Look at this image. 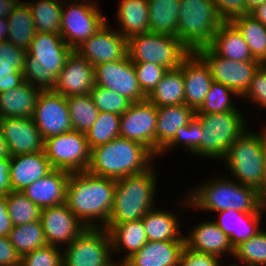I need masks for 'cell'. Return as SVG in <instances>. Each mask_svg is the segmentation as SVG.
I'll return each instance as SVG.
<instances>
[{"instance_id":"ac0fdd59","label":"cell","mask_w":266,"mask_h":266,"mask_svg":"<svg viewBox=\"0 0 266 266\" xmlns=\"http://www.w3.org/2000/svg\"><path fill=\"white\" fill-rule=\"evenodd\" d=\"M40 221L47 244L60 248L72 243L86 229L66 203L41 209Z\"/></svg>"},{"instance_id":"b9f144b4","label":"cell","mask_w":266,"mask_h":266,"mask_svg":"<svg viewBox=\"0 0 266 266\" xmlns=\"http://www.w3.org/2000/svg\"><path fill=\"white\" fill-rule=\"evenodd\" d=\"M202 134L201 123L194 118L187 126H181L177 129L173 140L159 153L158 158H163L170 151L179 147L190 156L200 158V135ZM170 150V151H169Z\"/></svg>"},{"instance_id":"9a60e30c","label":"cell","mask_w":266,"mask_h":266,"mask_svg":"<svg viewBox=\"0 0 266 266\" xmlns=\"http://www.w3.org/2000/svg\"><path fill=\"white\" fill-rule=\"evenodd\" d=\"M32 119L44 140L73 130L66 97L54 90H41Z\"/></svg>"},{"instance_id":"bcb514c9","label":"cell","mask_w":266,"mask_h":266,"mask_svg":"<svg viewBox=\"0 0 266 266\" xmlns=\"http://www.w3.org/2000/svg\"><path fill=\"white\" fill-rule=\"evenodd\" d=\"M90 97L99 112L123 114L131 105V101L126 97L112 91L95 85L91 90Z\"/></svg>"},{"instance_id":"6f0895ef","label":"cell","mask_w":266,"mask_h":266,"mask_svg":"<svg viewBox=\"0 0 266 266\" xmlns=\"http://www.w3.org/2000/svg\"><path fill=\"white\" fill-rule=\"evenodd\" d=\"M256 20H259L266 27V2L250 12Z\"/></svg>"},{"instance_id":"d6986e66","label":"cell","mask_w":266,"mask_h":266,"mask_svg":"<svg viewBox=\"0 0 266 266\" xmlns=\"http://www.w3.org/2000/svg\"><path fill=\"white\" fill-rule=\"evenodd\" d=\"M94 86V66L73 50L67 57L53 90L65 97L90 95Z\"/></svg>"},{"instance_id":"91938a15","label":"cell","mask_w":266,"mask_h":266,"mask_svg":"<svg viewBox=\"0 0 266 266\" xmlns=\"http://www.w3.org/2000/svg\"><path fill=\"white\" fill-rule=\"evenodd\" d=\"M8 33H9V24L7 18L0 17V42L7 41Z\"/></svg>"},{"instance_id":"e575fe53","label":"cell","mask_w":266,"mask_h":266,"mask_svg":"<svg viewBox=\"0 0 266 266\" xmlns=\"http://www.w3.org/2000/svg\"><path fill=\"white\" fill-rule=\"evenodd\" d=\"M147 99L157 108L185 103L182 68L167 70Z\"/></svg>"},{"instance_id":"836d02e7","label":"cell","mask_w":266,"mask_h":266,"mask_svg":"<svg viewBox=\"0 0 266 266\" xmlns=\"http://www.w3.org/2000/svg\"><path fill=\"white\" fill-rule=\"evenodd\" d=\"M150 33L177 37L180 0H147Z\"/></svg>"},{"instance_id":"f6af8a7d","label":"cell","mask_w":266,"mask_h":266,"mask_svg":"<svg viewBox=\"0 0 266 266\" xmlns=\"http://www.w3.org/2000/svg\"><path fill=\"white\" fill-rule=\"evenodd\" d=\"M261 228L254 236L234 248V259L245 263L266 264V229Z\"/></svg>"},{"instance_id":"8d00e7d4","label":"cell","mask_w":266,"mask_h":266,"mask_svg":"<svg viewBox=\"0 0 266 266\" xmlns=\"http://www.w3.org/2000/svg\"><path fill=\"white\" fill-rule=\"evenodd\" d=\"M26 1L32 14L36 32L60 35L63 0Z\"/></svg>"},{"instance_id":"6da1fadb","label":"cell","mask_w":266,"mask_h":266,"mask_svg":"<svg viewBox=\"0 0 266 266\" xmlns=\"http://www.w3.org/2000/svg\"><path fill=\"white\" fill-rule=\"evenodd\" d=\"M213 175L208 180L199 182V185L197 184L179 198L178 206L180 204L182 208L188 207L197 211H207V213L228 209L243 213H266V207L262 205L257 189L240 184L227 177V174Z\"/></svg>"},{"instance_id":"484cf974","label":"cell","mask_w":266,"mask_h":266,"mask_svg":"<svg viewBox=\"0 0 266 266\" xmlns=\"http://www.w3.org/2000/svg\"><path fill=\"white\" fill-rule=\"evenodd\" d=\"M104 228L108 230L111 238L113 258L116 257V261L119 259L120 264L148 241L142 219L119 224H106Z\"/></svg>"},{"instance_id":"d4e9b609","label":"cell","mask_w":266,"mask_h":266,"mask_svg":"<svg viewBox=\"0 0 266 266\" xmlns=\"http://www.w3.org/2000/svg\"><path fill=\"white\" fill-rule=\"evenodd\" d=\"M185 241H147L121 266H179Z\"/></svg>"},{"instance_id":"f546056e","label":"cell","mask_w":266,"mask_h":266,"mask_svg":"<svg viewBox=\"0 0 266 266\" xmlns=\"http://www.w3.org/2000/svg\"><path fill=\"white\" fill-rule=\"evenodd\" d=\"M40 88L24 81L0 93V118H32Z\"/></svg>"},{"instance_id":"83f0119b","label":"cell","mask_w":266,"mask_h":266,"mask_svg":"<svg viewBox=\"0 0 266 266\" xmlns=\"http://www.w3.org/2000/svg\"><path fill=\"white\" fill-rule=\"evenodd\" d=\"M196 111L185 103L157 108L155 130V156L173 140L177 129L187 126L194 118Z\"/></svg>"},{"instance_id":"7c38bea8","label":"cell","mask_w":266,"mask_h":266,"mask_svg":"<svg viewBox=\"0 0 266 266\" xmlns=\"http://www.w3.org/2000/svg\"><path fill=\"white\" fill-rule=\"evenodd\" d=\"M44 152L53 169L87 171L90 153L85 133L71 130L45 139Z\"/></svg>"},{"instance_id":"003e7915","label":"cell","mask_w":266,"mask_h":266,"mask_svg":"<svg viewBox=\"0 0 266 266\" xmlns=\"http://www.w3.org/2000/svg\"><path fill=\"white\" fill-rule=\"evenodd\" d=\"M12 1H15L17 3H24L25 2V0L24 1H22V0H12Z\"/></svg>"},{"instance_id":"603a6c76","label":"cell","mask_w":266,"mask_h":266,"mask_svg":"<svg viewBox=\"0 0 266 266\" xmlns=\"http://www.w3.org/2000/svg\"><path fill=\"white\" fill-rule=\"evenodd\" d=\"M52 170L44 151L11 156L9 170L11 190L22 192L27 186Z\"/></svg>"},{"instance_id":"680465c9","label":"cell","mask_w":266,"mask_h":266,"mask_svg":"<svg viewBox=\"0 0 266 266\" xmlns=\"http://www.w3.org/2000/svg\"><path fill=\"white\" fill-rule=\"evenodd\" d=\"M258 195L259 199L264 207H266V159H265V168H264V176H263V181L258 189Z\"/></svg>"},{"instance_id":"7402d4cb","label":"cell","mask_w":266,"mask_h":266,"mask_svg":"<svg viewBox=\"0 0 266 266\" xmlns=\"http://www.w3.org/2000/svg\"><path fill=\"white\" fill-rule=\"evenodd\" d=\"M185 86V104L197 111L203 104L213 82L205 61L191 52L181 63Z\"/></svg>"},{"instance_id":"277c9868","label":"cell","mask_w":266,"mask_h":266,"mask_svg":"<svg viewBox=\"0 0 266 266\" xmlns=\"http://www.w3.org/2000/svg\"><path fill=\"white\" fill-rule=\"evenodd\" d=\"M72 51L61 35L36 32L25 57L24 81L41 90H53Z\"/></svg>"},{"instance_id":"5bb4252c","label":"cell","mask_w":266,"mask_h":266,"mask_svg":"<svg viewBox=\"0 0 266 266\" xmlns=\"http://www.w3.org/2000/svg\"><path fill=\"white\" fill-rule=\"evenodd\" d=\"M94 73L97 86L111 89L132 103L147 99L137 81L133 62L128 55L121 60L95 65Z\"/></svg>"},{"instance_id":"94428289","label":"cell","mask_w":266,"mask_h":266,"mask_svg":"<svg viewBox=\"0 0 266 266\" xmlns=\"http://www.w3.org/2000/svg\"><path fill=\"white\" fill-rule=\"evenodd\" d=\"M10 157H11V154H10L8 145L0 130V158H10Z\"/></svg>"},{"instance_id":"ba28073f","label":"cell","mask_w":266,"mask_h":266,"mask_svg":"<svg viewBox=\"0 0 266 266\" xmlns=\"http://www.w3.org/2000/svg\"><path fill=\"white\" fill-rule=\"evenodd\" d=\"M223 22L213 0H180L177 38L195 52L212 42Z\"/></svg>"},{"instance_id":"3957f363","label":"cell","mask_w":266,"mask_h":266,"mask_svg":"<svg viewBox=\"0 0 266 266\" xmlns=\"http://www.w3.org/2000/svg\"><path fill=\"white\" fill-rule=\"evenodd\" d=\"M155 160L157 157L143 144L119 136L91 149L87 171L117 180L144 172L157 163Z\"/></svg>"},{"instance_id":"74e56055","label":"cell","mask_w":266,"mask_h":266,"mask_svg":"<svg viewBox=\"0 0 266 266\" xmlns=\"http://www.w3.org/2000/svg\"><path fill=\"white\" fill-rule=\"evenodd\" d=\"M242 34L254 59L266 60V27L250 14L237 16L230 21Z\"/></svg>"},{"instance_id":"f35d334b","label":"cell","mask_w":266,"mask_h":266,"mask_svg":"<svg viewBox=\"0 0 266 266\" xmlns=\"http://www.w3.org/2000/svg\"><path fill=\"white\" fill-rule=\"evenodd\" d=\"M8 238L21 257L26 253L47 245L40 220L13 226Z\"/></svg>"},{"instance_id":"c3c4849f","label":"cell","mask_w":266,"mask_h":266,"mask_svg":"<svg viewBox=\"0 0 266 266\" xmlns=\"http://www.w3.org/2000/svg\"><path fill=\"white\" fill-rule=\"evenodd\" d=\"M133 65L137 81L143 93L148 97L167 70L162 66L148 62H133Z\"/></svg>"},{"instance_id":"4fadbf2b","label":"cell","mask_w":266,"mask_h":266,"mask_svg":"<svg viewBox=\"0 0 266 266\" xmlns=\"http://www.w3.org/2000/svg\"><path fill=\"white\" fill-rule=\"evenodd\" d=\"M208 65L213 81L233 90L241 98L250 86L260 61H234L217 55L209 46L195 51Z\"/></svg>"},{"instance_id":"7dc6e473","label":"cell","mask_w":266,"mask_h":266,"mask_svg":"<svg viewBox=\"0 0 266 266\" xmlns=\"http://www.w3.org/2000/svg\"><path fill=\"white\" fill-rule=\"evenodd\" d=\"M21 266H63L62 248L46 245L21 257Z\"/></svg>"},{"instance_id":"4316f807","label":"cell","mask_w":266,"mask_h":266,"mask_svg":"<svg viewBox=\"0 0 266 266\" xmlns=\"http://www.w3.org/2000/svg\"><path fill=\"white\" fill-rule=\"evenodd\" d=\"M213 221L229 237L230 243L235 248L241 242L254 236L262 227L265 213H243L238 210L228 209L215 212Z\"/></svg>"},{"instance_id":"e0dca14e","label":"cell","mask_w":266,"mask_h":266,"mask_svg":"<svg viewBox=\"0 0 266 266\" xmlns=\"http://www.w3.org/2000/svg\"><path fill=\"white\" fill-rule=\"evenodd\" d=\"M110 26L106 23L75 49L93 66L121 60L128 55V40L116 30L115 25V28Z\"/></svg>"},{"instance_id":"1f68e13d","label":"cell","mask_w":266,"mask_h":266,"mask_svg":"<svg viewBox=\"0 0 266 266\" xmlns=\"http://www.w3.org/2000/svg\"><path fill=\"white\" fill-rule=\"evenodd\" d=\"M217 55L234 61H258L253 58L239 30L231 22H223L208 45Z\"/></svg>"},{"instance_id":"44dd1931","label":"cell","mask_w":266,"mask_h":266,"mask_svg":"<svg viewBox=\"0 0 266 266\" xmlns=\"http://www.w3.org/2000/svg\"><path fill=\"white\" fill-rule=\"evenodd\" d=\"M185 246L202 253L212 254L220 259L230 260L234 257V248L229 237L216 225L212 219L199 221L184 233Z\"/></svg>"},{"instance_id":"f907efd6","label":"cell","mask_w":266,"mask_h":266,"mask_svg":"<svg viewBox=\"0 0 266 266\" xmlns=\"http://www.w3.org/2000/svg\"><path fill=\"white\" fill-rule=\"evenodd\" d=\"M223 262V263H222ZM224 261L212 254L194 251L184 246L180 255L179 266H223Z\"/></svg>"},{"instance_id":"11a10c76","label":"cell","mask_w":266,"mask_h":266,"mask_svg":"<svg viewBox=\"0 0 266 266\" xmlns=\"http://www.w3.org/2000/svg\"><path fill=\"white\" fill-rule=\"evenodd\" d=\"M12 228L13 224L8 214L6 196L0 195V236H8Z\"/></svg>"},{"instance_id":"5b68a950","label":"cell","mask_w":266,"mask_h":266,"mask_svg":"<svg viewBox=\"0 0 266 266\" xmlns=\"http://www.w3.org/2000/svg\"><path fill=\"white\" fill-rule=\"evenodd\" d=\"M154 165L144 172L116 180L113 208L107 224L139 220L156 207L159 183Z\"/></svg>"},{"instance_id":"4dcf8cb0","label":"cell","mask_w":266,"mask_h":266,"mask_svg":"<svg viewBox=\"0 0 266 266\" xmlns=\"http://www.w3.org/2000/svg\"><path fill=\"white\" fill-rule=\"evenodd\" d=\"M116 9V30L127 40L150 33L147 0H119Z\"/></svg>"},{"instance_id":"03108f58","label":"cell","mask_w":266,"mask_h":266,"mask_svg":"<svg viewBox=\"0 0 266 266\" xmlns=\"http://www.w3.org/2000/svg\"><path fill=\"white\" fill-rule=\"evenodd\" d=\"M108 266H121V264L114 259Z\"/></svg>"},{"instance_id":"ee69618b","label":"cell","mask_w":266,"mask_h":266,"mask_svg":"<svg viewBox=\"0 0 266 266\" xmlns=\"http://www.w3.org/2000/svg\"><path fill=\"white\" fill-rule=\"evenodd\" d=\"M239 97L229 87L213 81L208 94L201 107L196 113H224L227 111H241L239 107L233 101Z\"/></svg>"},{"instance_id":"e7e4bbea","label":"cell","mask_w":266,"mask_h":266,"mask_svg":"<svg viewBox=\"0 0 266 266\" xmlns=\"http://www.w3.org/2000/svg\"><path fill=\"white\" fill-rule=\"evenodd\" d=\"M247 266H266V264H262V263H247Z\"/></svg>"},{"instance_id":"681fc988","label":"cell","mask_w":266,"mask_h":266,"mask_svg":"<svg viewBox=\"0 0 266 266\" xmlns=\"http://www.w3.org/2000/svg\"><path fill=\"white\" fill-rule=\"evenodd\" d=\"M240 99L246 100L254 107L257 105L259 109H264L263 111L266 110V66L262 64L259 67L254 74L249 88Z\"/></svg>"},{"instance_id":"7bdbcfd3","label":"cell","mask_w":266,"mask_h":266,"mask_svg":"<svg viewBox=\"0 0 266 266\" xmlns=\"http://www.w3.org/2000/svg\"><path fill=\"white\" fill-rule=\"evenodd\" d=\"M7 210L13 226L40 220L41 209L20 191H10L6 195Z\"/></svg>"},{"instance_id":"d6a6232c","label":"cell","mask_w":266,"mask_h":266,"mask_svg":"<svg viewBox=\"0 0 266 266\" xmlns=\"http://www.w3.org/2000/svg\"><path fill=\"white\" fill-rule=\"evenodd\" d=\"M27 51L7 41L0 42V93L24 82L23 69Z\"/></svg>"},{"instance_id":"f5cc1de1","label":"cell","mask_w":266,"mask_h":266,"mask_svg":"<svg viewBox=\"0 0 266 266\" xmlns=\"http://www.w3.org/2000/svg\"><path fill=\"white\" fill-rule=\"evenodd\" d=\"M0 266H21V256L10 243L8 236H0Z\"/></svg>"},{"instance_id":"8992f818","label":"cell","mask_w":266,"mask_h":266,"mask_svg":"<svg viewBox=\"0 0 266 266\" xmlns=\"http://www.w3.org/2000/svg\"><path fill=\"white\" fill-rule=\"evenodd\" d=\"M247 128L229 147L222 160L236 182L259 189L266 159V125L261 131ZM250 129V130H249Z\"/></svg>"},{"instance_id":"be15d7a7","label":"cell","mask_w":266,"mask_h":266,"mask_svg":"<svg viewBox=\"0 0 266 266\" xmlns=\"http://www.w3.org/2000/svg\"><path fill=\"white\" fill-rule=\"evenodd\" d=\"M237 261H238V263L235 261V263L234 262L233 263H230V264L227 263V265L228 266H241V264L239 265V263H242L243 264L242 266H247V263L240 262L239 260H237Z\"/></svg>"},{"instance_id":"db71d44e","label":"cell","mask_w":266,"mask_h":266,"mask_svg":"<svg viewBox=\"0 0 266 266\" xmlns=\"http://www.w3.org/2000/svg\"><path fill=\"white\" fill-rule=\"evenodd\" d=\"M10 158H0V195L6 196L11 190L9 180Z\"/></svg>"},{"instance_id":"ffe728a7","label":"cell","mask_w":266,"mask_h":266,"mask_svg":"<svg viewBox=\"0 0 266 266\" xmlns=\"http://www.w3.org/2000/svg\"><path fill=\"white\" fill-rule=\"evenodd\" d=\"M0 130L11 156L44 151L45 140L32 118H0Z\"/></svg>"},{"instance_id":"f1b7e54d","label":"cell","mask_w":266,"mask_h":266,"mask_svg":"<svg viewBox=\"0 0 266 266\" xmlns=\"http://www.w3.org/2000/svg\"><path fill=\"white\" fill-rule=\"evenodd\" d=\"M169 209L154 207L141 219L148 241H185L180 218Z\"/></svg>"},{"instance_id":"816d5d0a","label":"cell","mask_w":266,"mask_h":266,"mask_svg":"<svg viewBox=\"0 0 266 266\" xmlns=\"http://www.w3.org/2000/svg\"><path fill=\"white\" fill-rule=\"evenodd\" d=\"M219 17L224 22H230L233 18L244 14H250L246 10L245 0H213Z\"/></svg>"},{"instance_id":"ab89813d","label":"cell","mask_w":266,"mask_h":266,"mask_svg":"<svg viewBox=\"0 0 266 266\" xmlns=\"http://www.w3.org/2000/svg\"><path fill=\"white\" fill-rule=\"evenodd\" d=\"M66 101L73 130L86 133L95 123L99 110L90 95L68 96Z\"/></svg>"},{"instance_id":"60d3db41","label":"cell","mask_w":266,"mask_h":266,"mask_svg":"<svg viewBox=\"0 0 266 266\" xmlns=\"http://www.w3.org/2000/svg\"><path fill=\"white\" fill-rule=\"evenodd\" d=\"M121 115L99 112L95 123L85 133L89 149L103 145L120 136Z\"/></svg>"},{"instance_id":"52a82bcc","label":"cell","mask_w":266,"mask_h":266,"mask_svg":"<svg viewBox=\"0 0 266 266\" xmlns=\"http://www.w3.org/2000/svg\"><path fill=\"white\" fill-rule=\"evenodd\" d=\"M202 125L200 157L222 161L229 147L248 128L249 121L242 111L196 113Z\"/></svg>"},{"instance_id":"d590c367","label":"cell","mask_w":266,"mask_h":266,"mask_svg":"<svg viewBox=\"0 0 266 266\" xmlns=\"http://www.w3.org/2000/svg\"><path fill=\"white\" fill-rule=\"evenodd\" d=\"M7 21L9 24L7 40L27 51L36 34L31 10L27 2L18 3L14 11L8 16Z\"/></svg>"},{"instance_id":"2e32d148","label":"cell","mask_w":266,"mask_h":266,"mask_svg":"<svg viewBox=\"0 0 266 266\" xmlns=\"http://www.w3.org/2000/svg\"><path fill=\"white\" fill-rule=\"evenodd\" d=\"M157 107L148 99L133 102L121 114L120 137L139 142L155 155Z\"/></svg>"},{"instance_id":"8fae6325","label":"cell","mask_w":266,"mask_h":266,"mask_svg":"<svg viewBox=\"0 0 266 266\" xmlns=\"http://www.w3.org/2000/svg\"><path fill=\"white\" fill-rule=\"evenodd\" d=\"M113 260L111 238L105 228H86L62 248L63 266H108Z\"/></svg>"},{"instance_id":"7a4b0ae2","label":"cell","mask_w":266,"mask_h":266,"mask_svg":"<svg viewBox=\"0 0 266 266\" xmlns=\"http://www.w3.org/2000/svg\"><path fill=\"white\" fill-rule=\"evenodd\" d=\"M116 180L89 173H70L66 205L86 228H104L113 208Z\"/></svg>"},{"instance_id":"6125c7cd","label":"cell","mask_w":266,"mask_h":266,"mask_svg":"<svg viewBox=\"0 0 266 266\" xmlns=\"http://www.w3.org/2000/svg\"><path fill=\"white\" fill-rule=\"evenodd\" d=\"M245 2H246V10L250 13L256 7L266 2V0H245Z\"/></svg>"},{"instance_id":"cb8c5ba5","label":"cell","mask_w":266,"mask_h":266,"mask_svg":"<svg viewBox=\"0 0 266 266\" xmlns=\"http://www.w3.org/2000/svg\"><path fill=\"white\" fill-rule=\"evenodd\" d=\"M70 172L53 169L44 177L27 186L22 193L40 209L65 203Z\"/></svg>"},{"instance_id":"9c48e42d","label":"cell","mask_w":266,"mask_h":266,"mask_svg":"<svg viewBox=\"0 0 266 266\" xmlns=\"http://www.w3.org/2000/svg\"><path fill=\"white\" fill-rule=\"evenodd\" d=\"M177 37L168 34L144 33L128 40V56L132 62H148L176 69L191 53Z\"/></svg>"},{"instance_id":"9f6ffc18","label":"cell","mask_w":266,"mask_h":266,"mask_svg":"<svg viewBox=\"0 0 266 266\" xmlns=\"http://www.w3.org/2000/svg\"><path fill=\"white\" fill-rule=\"evenodd\" d=\"M17 5L18 3L12 0H0V17L8 18Z\"/></svg>"},{"instance_id":"30bf717a","label":"cell","mask_w":266,"mask_h":266,"mask_svg":"<svg viewBox=\"0 0 266 266\" xmlns=\"http://www.w3.org/2000/svg\"><path fill=\"white\" fill-rule=\"evenodd\" d=\"M99 3L100 0H63L60 35L72 50L109 20L99 8Z\"/></svg>"}]
</instances>
